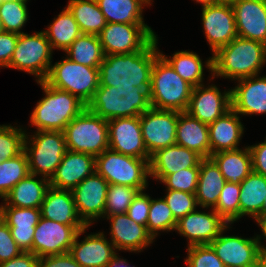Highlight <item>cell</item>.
Segmentation results:
<instances>
[{
  "label": "cell",
  "instance_id": "6da1fadb",
  "mask_svg": "<svg viewBox=\"0 0 266 267\" xmlns=\"http://www.w3.org/2000/svg\"><path fill=\"white\" fill-rule=\"evenodd\" d=\"M157 35L141 50L105 55L99 66V86L150 88L151 70L160 55Z\"/></svg>",
  "mask_w": 266,
  "mask_h": 267
},
{
  "label": "cell",
  "instance_id": "7a4b0ae2",
  "mask_svg": "<svg viewBox=\"0 0 266 267\" xmlns=\"http://www.w3.org/2000/svg\"><path fill=\"white\" fill-rule=\"evenodd\" d=\"M215 76L238 80L256 76L266 64V45L250 39L236 37L219 48L205 63Z\"/></svg>",
  "mask_w": 266,
  "mask_h": 267
},
{
  "label": "cell",
  "instance_id": "3957f363",
  "mask_svg": "<svg viewBox=\"0 0 266 267\" xmlns=\"http://www.w3.org/2000/svg\"><path fill=\"white\" fill-rule=\"evenodd\" d=\"M45 97L37 102L30 116L31 126L36 131H64L65 127L77 117L86 105L75 95L38 81Z\"/></svg>",
  "mask_w": 266,
  "mask_h": 267
},
{
  "label": "cell",
  "instance_id": "277c9868",
  "mask_svg": "<svg viewBox=\"0 0 266 267\" xmlns=\"http://www.w3.org/2000/svg\"><path fill=\"white\" fill-rule=\"evenodd\" d=\"M86 107L107 121L140 116L151 107L149 89L99 86Z\"/></svg>",
  "mask_w": 266,
  "mask_h": 267
},
{
  "label": "cell",
  "instance_id": "5b68a950",
  "mask_svg": "<svg viewBox=\"0 0 266 267\" xmlns=\"http://www.w3.org/2000/svg\"><path fill=\"white\" fill-rule=\"evenodd\" d=\"M193 87L159 55L152 66L149 100L152 108L185 112Z\"/></svg>",
  "mask_w": 266,
  "mask_h": 267
},
{
  "label": "cell",
  "instance_id": "8992f818",
  "mask_svg": "<svg viewBox=\"0 0 266 267\" xmlns=\"http://www.w3.org/2000/svg\"><path fill=\"white\" fill-rule=\"evenodd\" d=\"M67 150L97 157L109 148L108 121L87 107L64 129Z\"/></svg>",
  "mask_w": 266,
  "mask_h": 267
},
{
  "label": "cell",
  "instance_id": "52a82bcc",
  "mask_svg": "<svg viewBox=\"0 0 266 267\" xmlns=\"http://www.w3.org/2000/svg\"><path fill=\"white\" fill-rule=\"evenodd\" d=\"M150 159H140L111 149L95 157V172L109 184H120L145 191L150 177Z\"/></svg>",
  "mask_w": 266,
  "mask_h": 267
},
{
  "label": "cell",
  "instance_id": "ba28073f",
  "mask_svg": "<svg viewBox=\"0 0 266 267\" xmlns=\"http://www.w3.org/2000/svg\"><path fill=\"white\" fill-rule=\"evenodd\" d=\"M27 134L24 151L28 158L30 174L50 180L67 151L64 132L35 131L33 135Z\"/></svg>",
  "mask_w": 266,
  "mask_h": 267
},
{
  "label": "cell",
  "instance_id": "9c48e42d",
  "mask_svg": "<svg viewBox=\"0 0 266 267\" xmlns=\"http://www.w3.org/2000/svg\"><path fill=\"white\" fill-rule=\"evenodd\" d=\"M99 67H89L65 57L51 65L44 80L48 85L68 91L86 106L99 87Z\"/></svg>",
  "mask_w": 266,
  "mask_h": 267
},
{
  "label": "cell",
  "instance_id": "30bf717a",
  "mask_svg": "<svg viewBox=\"0 0 266 267\" xmlns=\"http://www.w3.org/2000/svg\"><path fill=\"white\" fill-rule=\"evenodd\" d=\"M53 49L45 33L38 31L34 34L22 33L7 68H15L34 75L36 82L44 81L52 65Z\"/></svg>",
  "mask_w": 266,
  "mask_h": 267
},
{
  "label": "cell",
  "instance_id": "8fae6325",
  "mask_svg": "<svg viewBox=\"0 0 266 267\" xmlns=\"http://www.w3.org/2000/svg\"><path fill=\"white\" fill-rule=\"evenodd\" d=\"M147 24L107 23L98 34L105 55L141 51L154 37Z\"/></svg>",
  "mask_w": 266,
  "mask_h": 267
},
{
  "label": "cell",
  "instance_id": "7c38bea8",
  "mask_svg": "<svg viewBox=\"0 0 266 267\" xmlns=\"http://www.w3.org/2000/svg\"><path fill=\"white\" fill-rule=\"evenodd\" d=\"M178 111L150 107L139 116L145 147L151 157L155 152L176 144Z\"/></svg>",
  "mask_w": 266,
  "mask_h": 267
},
{
  "label": "cell",
  "instance_id": "4fadbf2b",
  "mask_svg": "<svg viewBox=\"0 0 266 267\" xmlns=\"http://www.w3.org/2000/svg\"><path fill=\"white\" fill-rule=\"evenodd\" d=\"M86 225H65L40 218L33 237L32 253L38 258L69 253L78 232Z\"/></svg>",
  "mask_w": 266,
  "mask_h": 267
},
{
  "label": "cell",
  "instance_id": "5bb4252c",
  "mask_svg": "<svg viewBox=\"0 0 266 267\" xmlns=\"http://www.w3.org/2000/svg\"><path fill=\"white\" fill-rule=\"evenodd\" d=\"M228 228L230 224L209 244L216 255L225 267H256L262 254L257 238L223 235Z\"/></svg>",
  "mask_w": 266,
  "mask_h": 267
},
{
  "label": "cell",
  "instance_id": "9a60e30c",
  "mask_svg": "<svg viewBox=\"0 0 266 267\" xmlns=\"http://www.w3.org/2000/svg\"><path fill=\"white\" fill-rule=\"evenodd\" d=\"M109 183L94 172L86 177L71 192L79 218L86 226L96 219L104 218V210Z\"/></svg>",
  "mask_w": 266,
  "mask_h": 267
},
{
  "label": "cell",
  "instance_id": "2e32d148",
  "mask_svg": "<svg viewBox=\"0 0 266 267\" xmlns=\"http://www.w3.org/2000/svg\"><path fill=\"white\" fill-rule=\"evenodd\" d=\"M202 24L212 55L238 37L231 4L218 3L202 7Z\"/></svg>",
  "mask_w": 266,
  "mask_h": 267
},
{
  "label": "cell",
  "instance_id": "e0dca14e",
  "mask_svg": "<svg viewBox=\"0 0 266 267\" xmlns=\"http://www.w3.org/2000/svg\"><path fill=\"white\" fill-rule=\"evenodd\" d=\"M109 149L120 154L151 159L144 144L139 116L108 121Z\"/></svg>",
  "mask_w": 266,
  "mask_h": 267
},
{
  "label": "cell",
  "instance_id": "ac0fdd59",
  "mask_svg": "<svg viewBox=\"0 0 266 267\" xmlns=\"http://www.w3.org/2000/svg\"><path fill=\"white\" fill-rule=\"evenodd\" d=\"M205 87L202 84L192 89L186 112L209 125L231 109V89L221 93L214 84Z\"/></svg>",
  "mask_w": 266,
  "mask_h": 267
},
{
  "label": "cell",
  "instance_id": "d6986e66",
  "mask_svg": "<svg viewBox=\"0 0 266 267\" xmlns=\"http://www.w3.org/2000/svg\"><path fill=\"white\" fill-rule=\"evenodd\" d=\"M227 225L213 208L210 213L194 210L177 221L175 231L187 238L188 247L209 245Z\"/></svg>",
  "mask_w": 266,
  "mask_h": 267
},
{
  "label": "cell",
  "instance_id": "ffe728a7",
  "mask_svg": "<svg viewBox=\"0 0 266 267\" xmlns=\"http://www.w3.org/2000/svg\"><path fill=\"white\" fill-rule=\"evenodd\" d=\"M88 228L89 226L78 232L69 254L81 267H107L118 253L113 243L105 238L103 232L89 234L79 242V236Z\"/></svg>",
  "mask_w": 266,
  "mask_h": 267
},
{
  "label": "cell",
  "instance_id": "44dd1931",
  "mask_svg": "<svg viewBox=\"0 0 266 267\" xmlns=\"http://www.w3.org/2000/svg\"><path fill=\"white\" fill-rule=\"evenodd\" d=\"M110 220V236L116 251L141 252L154 242L147 227L136 223L126 213L106 216Z\"/></svg>",
  "mask_w": 266,
  "mask_h": 267
},
{
  "label": "cell",
  "instance_id": "7402d4cb",
  "mask_svg": "<svg viewBox=\"0 0 266 267\" xmlns=\"http://www.w3.org/2000/svg\"><path fill=\"white\" fill-rule=\"evenodd\" d=\"M232 7L238 37L266 45V0H238Z\"/></svg>",
  "mask_w": 266,
  "mask_h": 267
},
{
  "label": "cell",
  "instance_id": "603a6c76",
  "mask_svg": "<svg viewBox=\"0 0 266 267\" xmlns=\"http://www.w3.org/2000/svg\"><path fill=\"white\" fill-rule=\"evenodd\" d=\"M231 89V108L238 115L266 114V76L238 79Z\"/></svg>",
  "mask_w": 266,
  "mask_h": 267
},
{
  "label": "cell",
  "instance_id": "cb8c5ba5",
  "mask_svg": "<svg viewBox=\"0 0 266 267\" xmlns=\"http://www.w3.org/2000/svg\"><path fill=\"white\" fill-rule=\"evenodd\" d=\"M95 172V157L90 154L67 150L55 174L49 180L50 186L72 191L86 177Z\"/></svg>",
  "mask_w": 266,
  "mask_h": 267
},
{
  "label": "cell",
  "instance_id": "d4e9b609",
  "mask_svg": "<svg viewBox=\"0 0 266 267\" xmlns=\"http://www.w3.org/2000/svg\"><path fill=\"white\" fill-rule=\"evenodd\" d=\"M203 158L195 151L174 144L155 152L150 159V177L160 182L186 168L196 167Z\"/></svg>",
  "mask_w": 266,
  "mask_h": 267
},
{
  "label": "cell",
  "instance_id": "484cf974",
  "mask_svg": "<svg viewBox=\"0 0 266 267\" xmlns=\"http://www.w3.org/2000/svg\"><path fill=\"white\" fill-rule=\"evenodd\" d=\"M40 218V208L2 206V219L10 227L14 241L23 252L32 253L34 232Z\"/></svg>",
  "mask_w": 266,
  "mask_h": 267
},
{
  "label": "cell",
  "instance_id": "4316f807",
  "mask_svg": "<svg viewBox=\"0 0 266 267\" xmlns=\"http://www.w3.org/2000/svg\"><path fill=\"white\" fill-rule=\"evenodd\" d=\"M240 116L231 108L224 115L208 125L210 157L212 154L239 149V142L244 133Z\"/></svg>",
  "mask_w": 266,
  "mask_h": 267
},
{
  "label": "cell",
  "instance_id": "83f0119b",
  "mask_svg": "<svg viewBox=\"0 0 266 267\" xmlns=\"http://www.w3.org/2000/svg\"><path fill=\"white\" fill-rule=\"evenodd\" d=\"M41 217L65 225H85L79 218L70 190L49 187L40 207Z\"/></svg>",
  "mask_w": 266,
  "mask_h": 267
},
{
  "label": "cell",
  "instance_id": "f1b7e54d",
  "mask_svg": "<svg viewBox=\"0 0 266 267\" xmlns=\"http://www.w3.org/2000/svg\"><path fill=\"white\" fill-rule=\"evenodd\" d=\"M176 144L195 151L202 158H210L208 124L200 122L186 111L179 112Z\"/></svg>",
  "mask_w": 266,
  "mask_h": 267
},
{
  "label": "cell",
  "instance_id": "f546056e",
  "mask_svg": "<svg viewBox=\"0 0 266 267\" xmlns=\"http://www.w3.org/2000/svg\"><path fill=\"white\" fill-rule=\"evenodd\" d=\"M29 174L19 181L3 198L2 206H15L19 208H40L45 193L50 187L49 179Z\"/></svg>",
  "mask_w": 266,
  "mask_h": 267
},
{
  "label": "cell",
  "instance_id": "4dcf8cb0",
  "mask_svg": "<svg viewBox=\"0 0 266 267\" xmlns=\"http://www.w3.org/2000/svg\"><path fill=\"white\" fill-rule=\"evenodd\" d=\"M225 179L219 167L211 158L200 161V171L195 196L201 208H214L225 184Z\"/></svg>",
  "mask_w": 266,
  "mask_h": 267
},
{
  "label": "cell",
  "instance_id": "1f68e13d",
  "mask_svg": "<svg viewBox=\"0 0 266 267\" xmlns=\"http://www.w3.org/2000/svg\"><path fill=\"white\" fill-rule=\"evenodd\" d=\"M219 167L225 181L240 184L253 171L249 146L245 149L221 151L210 157Z\"/></svg>",
  "mask_w": 266,
  "mask_h": 267
},
{
  "label": "cell",
  "instance_id": "d6a6232c",
  "mask_svg": "<svg viewBox=\"0 0 266 267\" xmlns=\"http://www.w3.org/2000/svg\"><path fill=\"white\" fill-rule=\"evenodd\" d=\"M107 23L145 24L144 5L153 0H96Z\"/></svg>",
  "mask_w": 266,
  "mask_h": 267
},
{
  "label": "cell",
  "instance_id": "836d02e7",
  "mask_svg": "<svg viewBox=\"0 0 266 267\" xmlns=\"http://www.w3.org/2000/svg\"><path fill=\"white\" fill-rule=\"evenodd\" d=\"M266 191V177L252 171L240 183V218L243 216L257 217L263 215L264 193Z\"/></svg>",
  "mask_w": 266,
  "mask_h": 267
},
{
  "label": "cell",
  "instance_id": "e575fe53",
  "mask_svg": "<svg viewBox=\"0 0 266 267\" xmlns=\"http://www.w3.org/2000/svg\"><path fill=\"white\" fill-rule=\"evenodd\" d=\"M43 32L53 50L60 49L64 52L82 34L78 23L67 7L62 9L58 17H55Z\"/></svg>",
  "mask_w": 266,
  "mask_h": 267
},
{
  "label": "cell",
  "instance_id": "d590c367",
  "mask_svg": "<svg viewBox=\"0 0 266 267\" xmlns=\"http://www.w3.org/2000/svg\"><path fill=\"white\" fill-rule=\"evenodd\" d=\"M82 34L98 35L107 25L96 0H69L67 5Z\"/></svg>",
  "mask_w": 266,
  "mask_h": 267
},
{
  "label": "cell",
  "instance_id": "8d00e7d4",
  "mask_svg": "<svg viewBox=\"0 0 266 267\" xmlns=\"http://www.w3.org/2000/svg\"><path fill=\"white\" fill-rule=\"evenodd\" d=\"M71 61L89 67H99L105 54L98 35L81 34L65 51Z\"/></svg>",
  "mask_w": 266,
  "mask_h": 267
},
{
  "label": "cell",
  "instance_id": "74e56055",
  "mask_svg": "<svg viewBox=\"0 0 266 267\" xmlns=\"http://www.w3.org/2000/svg\"><path fill=\"white\" fill-rule=\"evenodd\" d=\"M159 54L171 65L174 71L193 88L203 84V62L198 54L190 51L175 52L172 57Z\"/></svg>",
  "mask_w": 266,
  "mask_h": 267
},
{
  "label": "cell",
  "instance_id": "f35d334b",
  "mask_svg": "<svg viewBox=\"0 0 266 267\" xmlns=\"http://www.w3.org/2000/svg\"><path fill=\"white\" fill-rule=\"evenodd\" d=\"M29 174L28 158L24 150L17 156L0 162V198H4Z\"/></svg>",
  "mask_w": 266,
  "mask_h": 267
},
{
  "label": "cell",
  "instance_id": "ab89813d",
  "mask_svg": "<svg viewBox=\"0 0 266 267\" xmlns=\"http://www.w3.org/2000/svg\"><path fill=\"white\" fill-rule=\"evenodd\" d=\"M27 1L2 0L0 2V19L4 31L22 34L21 31L28 21Z\"/></svg>",
  "mask_w": 266,
  "mask_h": 267
},
{
  "label": "cell",
  "instance_id": "60d3db41",
  "mask_svg": "<svg viewBox=\"0 0 266 267\" xmlns=\"http://www.w3.org/2000/svg\"><path fill=\"white\" fill-rule=\"evenodd\" d=\"M176 225L177 220L174 218L172 211L164 198L151 199L147 230L153 236V238L156 239L161 231L169 232L171 230H175Z\"/></svg>",
  "mask_w": 266,
  "mask_h": 267
},
{
  "label": "cell",
  "instance_id": "b9f144b4",
  "mask_svg": "<svg viewBox=\"0 0 266 267\" xmlns=\"http://www.w3.org/2000/svg\"><path fill=\"white\" fill-rule=\"evenodd\" d=\"M240 184L225 182L213 210L228 224L240 219Z\"/></svg>",
  "mask_w": 266,
  "mask_h": 267
},
{
  "label": "cell",
  "instance_id": "7bdbcfd3",
  "mask_svg": "<svg viewBox=\"0 0 266 267\" xmlns=\"http://www.w3.org/2000/svg\"><path fill=\"white\" fill-rule=\"evenodd\" d=\"M141 190L131 186L109 184L107 189L104 218L127 212L131 202Z\"/></svg>",
  "mask_w": 266,
  "mask_h": 267
},
{
  "label": "cell",
  "instance_id": "ee69618b",
  "mask_svg": "<svg viewBox=\"0 0 266 267\" xmlns=\"http://www.w3.org/2000/svg\"><path fill=\"white\" fill-rule=\"evenodd\" d=\"M26 131L21 127L0 125V162L9 160L24 150Z\"/></svg>",
  "mask_w": 266,
  "mask_h": 267
},
{
  "label": "cell",
  "instance_id": "f6af8a7d",
  "mask_svg": "<svg viewBox=\"0 0 266 267\" xmlns=\"http://www.w3.org/2000/svg\"><path fill=\"white\" fill-rule=\"evenodd\" d=\"M200 163L196 167L186 168L171 175H167L161 183L166 189L180 190L187 193H196Z\"/></svg>",
  "mask_w": 266,
  "mask_h": 267
},
{
  "label": "cell",
  "instance_id": "bcb514c9",
  "mask_svg": "<svg viewBox=\"0 0 266 267\" xmlns=\"http://www.w3.org/2000/svg\"><path fill=\"white\" fill-rule=\"evenodd\" d=\"M166 192L164 200L177 221L180 218L185 217L188 213L196 210V207L199 206L197 198L193 193L170 189H166Z\"/></svg>",
  "mask_w": 266,
  "mask_h": 267
},
{
  "label": "cell",
  "instance_id": "7dc6e473",
  "mask_svg": "<svg viewBox=\"0 0 266 267\" xmlns=\"http://www.w3.org/2000/svg\"><path fill=\"white\" fill-rule=\"evenodd\" d=\"M186 251L187 267H225L210 245H194Z\"/></svg>",
  "mask_w": 266,
  "mask_h": 267
},
{
  "label": "cell",
  "instance_id": "c3c4849f",
  "mask_svg": "<svg viewBox=\"0 0 266 267\" xmlns=\"http://www.w3.org/2000/svg\"><path fill=\"white\" fill-rule=\"evenodd\" d=\"M150 205L151 197L140 191L131 202L126 214L136 223L147 227Z\"/></svg>",
  "mask_w": 266,
  "mask_h": 267
},
{
  "label": "cell",
  "instance_id": "681fc988",
  "mask_svg": "<svg viewBox=\"0 0 266 267\" xmlns=\"http://www.w3.org/2000/svg\"><path fill=\"white\" fill-rule=\"evenodd\" d=\"M22 252L12 237L10 227L2 219L0 221V263L9 261Z\"/></svg>",
  "mask_w": 266,
  "mask_h": 267
},
{
  "label": "cell",
  "instance_id": "f907efd6",
  "mask_svg": "<svg viewBox=\"0 0 266 267\" xmlns=\"http://www.w3.org/2000/svg\"><path fill=\"white\" fill-rule=\"evenodd\" d=\"M18 41V34L3 31L0 33V67H8Z\"/></svg>",
  "mask_w": 266,
  "mask_h": 267
},
{
  "label": "cell",
  "instance_id": "816d5d0a",
  "mask_svg": "<svg viewBox=\"0 0 266 267\" xmlns=\"http://www.w3.org/2000/svg\"><path fill=\"white\" fill-rule=\"evenodd\" d=\"M37 267H81L69 253L38 258Z\"/></svg>",
  "mask_w": 266,
  "mask_h": 267
},
{
  "label": "cell",
  "instance_id": "f5cc1de1",
  "mask_svg": "<svg viewBox=\"0 0 266 267\" xmlns=\"http://www.w3.org/2000/svg\"><path fill=\"white\" fill-rule=\"evenodd\" d=\"M252 156V169L266 177V139L264 142L249 146Z\"/></svg>",
  "mask_w": 266,
  "mask_h": 267
},
{
  "label": "cell",
  "instance_id": "db71d44e",
  "mask_svg": "<svg viewBox=\"0 0 266 267\" xmlns=\"http://www.w3.org/2000/svg\"><path fill=\"white\" fill-rule=\"evenodd\" d=\"M38 257L31 252H22L15 258L0 263V267H37Z\"/></svg>",
  "mask_w": 266,
  "mask_h": 267
},
{
  "label": "cell",
  "instance_id": "11a10c76",
  "mask_svg": "<svg viewBox=\"0 0 266 267\" xmlns=\"http://www.w3.org/2000/svg\"><path fill=\"white\" fill-rule=\"evenodd\" d=\"M254 221H256V223H258L259 227L261 228L262 231V235H256V238L258 240V244L261 250L262 254H266V247L264 245H262L261 242V236H264V238L266 239V214H263L259 217H257Z\"/></svg>",
  "mask_w": 266,
  "mask_h": 267
},
{
  "label": "cell",
  "instance_id": "9f6ffc18",
  "mask_svg": "<svg viewBox=\"0 0 266 267\" xmlns=\"http://www.w3.org/2000/svg\"><path fill=\"white\" fill-rule=\"evenodd\" d=\"M107 267H135L130 266L126 259H121L117 254L107 265Z\"/></svg>",
  "mask_w": 266,
  "mask_h": 267
},
{
  "label": "cell",
  "instance_id": "6f0895ef",
  "mask_svg": "<svg viewBox=\"0 0 266 267\" xmlns=\"http://www.w3.org/2000/svg\"><path fill=\"white\" fill-rule=\"evenodd\" d=\"M197 3H201L202 7L218 4V0H195Z\"/></svg>",
  "mask_w": 266,
  "mask_h": 267
},
{
  "label": "cell",
  "instance_id": "680465c9",
  "mask_svg": "<svg viewBox=\"0 0 266 267\" xmlns=\"http://www.w3.org/2000/svg\"><path fill=\"white\" fill-rule=\"evenodd\" d=\"M256 267H266V254H261Z\"/></svg>",
  "mask_w": 266,
  "mask_h": 267
},
{
  "label": "cell",
  "instance_id": "91938a15",
  "mask_svg": "<svg viewBox=\"0 0 266 267\" xmlns=\"http://www.w3.org/2000/svg\"><path fill=\"white\" fill-rule=\"evenodd\" d=\"M238 0H218V3H223V4H233L234 2H237Z\"/></svg>",
  "mask_w": 266,
  "mask_h": 267
},
{
  "label": "cell",
  "instance_id": "94428289",
  "mask_svg": "<svg viewBox=\"0 0 266 267\" xmlns=\"http://www.w3.org/2000/svg\"><path fill=\"white\" fill-rule=\"evenodd\" d=\"M263 214H266V191H265V193H264Z\"/></svg>",
  "mask_w": 266,
  "mask_h": 267
},
{
  "label": "cell",
  "instance_id": "6125c7cd",
  "mask_svg": "<svg viewBox=\"0 0 266 267\" xmlns=\"http://www.w3.org/2000/svg\"><path fill=\"white\" fill-rule=\"evenodd\" d=\"M2 220V204L0 206V221Z\"/></svg>",
  "mask_w": 266,
  "mask_h": 267
},
{
  "label": "cell",
  "instance_id": "be15d7a7",
  "mask_svg": "<svg viewBox=\"0 0 266 267\" xmlns=\"http://www.w3.org/2000/svg\"><path fill=\"white\" fill-rule=\"evenodd\" d=\"M3 27H2V22H1V19H0V33L3 32Z\"/></svg>",
  "mask_w": 266,
  "mask_h": 267
}]
</instances>
